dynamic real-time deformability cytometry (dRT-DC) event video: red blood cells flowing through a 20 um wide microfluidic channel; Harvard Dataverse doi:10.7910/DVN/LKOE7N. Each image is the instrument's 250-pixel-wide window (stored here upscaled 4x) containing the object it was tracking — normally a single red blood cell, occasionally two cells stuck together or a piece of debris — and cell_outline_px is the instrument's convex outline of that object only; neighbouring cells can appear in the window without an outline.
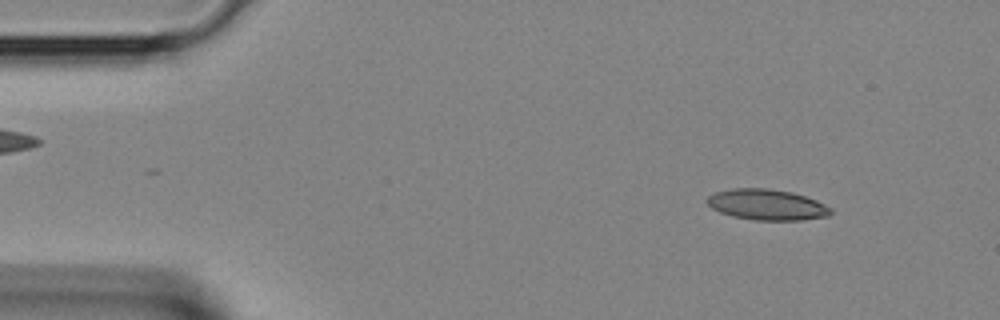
{"species": "Egyptian fruit bat (a non-hibernating species)", "species_latin": "Rousettus aegyptiacus", "temperature_condition": "room temperature", "stored_images_in_passage": 37, "camera_frame_rate_fps": 3000, "um_per_image_px": 0.085, "animal": {"sex": "female"}, "frame": {"image": 1, "passage_image": 3, "time_ms": 0.667, "image_size_px": [1000, 320], "cell_outline_px": [[832, 212], [828, 216], [800, 220], [756, 220], [732, 216], [720, 212], [712, 208], [704, 200], [708, 196], [716, 192], [732, 188], [768, 188], [792, 192], [816, 200], [832, 208]], "centroid_in_image_um": [65.17, 17.39], "position_along_channel_um": 19.8, "area_um2": 22.2}}
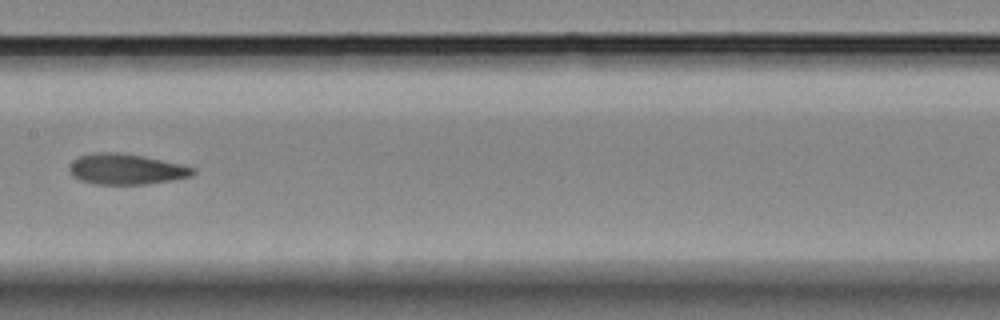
{"frame": {"image": 2, "passage_image": 18, "time_ms": 5.667, "image_size_px": [1000, 320], "cell_outline_px": [[196, 172], [192, 176], [148, 184], [96, 184], [80, 180], [72, 176], [68, 172], [68, 164], [72, 160], [80, 156], [92, 152], [112, 152], [144, 156], [180, 164], [196, 168]], "centroid_in_image_um": [10.68, 14.37], "position_along_channel_um": 196.7, "area_um2": 22.2}}
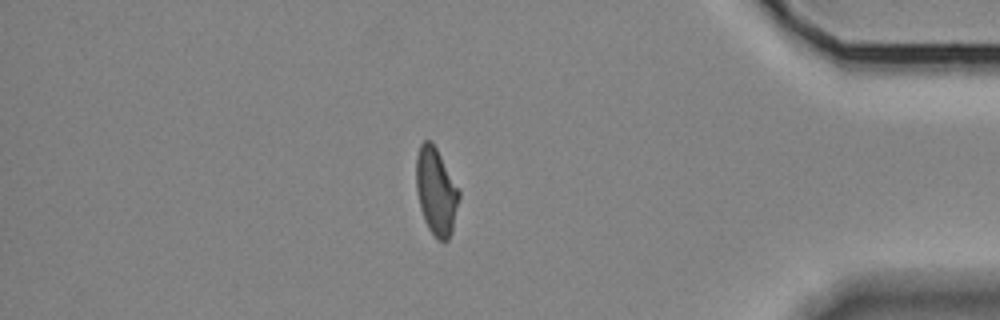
{"frame": {"image": 3, "passage_image": 32, "time_ms": 10.333, "image_size_px": [1000, 320], "cell_outline_px": [[460, 196], [452, 232], [448, 240], [444, 244], [436, 240], [428, 228], [424, 220], [420, 208], [416, 192], [416, 156], [420, 144], [424, 140], [432, 140], [460, 192]], "centroid_in_image_um": [37.06, 16.31], "position_along_channel_um": 398.1, "area_um2": 22.02}}